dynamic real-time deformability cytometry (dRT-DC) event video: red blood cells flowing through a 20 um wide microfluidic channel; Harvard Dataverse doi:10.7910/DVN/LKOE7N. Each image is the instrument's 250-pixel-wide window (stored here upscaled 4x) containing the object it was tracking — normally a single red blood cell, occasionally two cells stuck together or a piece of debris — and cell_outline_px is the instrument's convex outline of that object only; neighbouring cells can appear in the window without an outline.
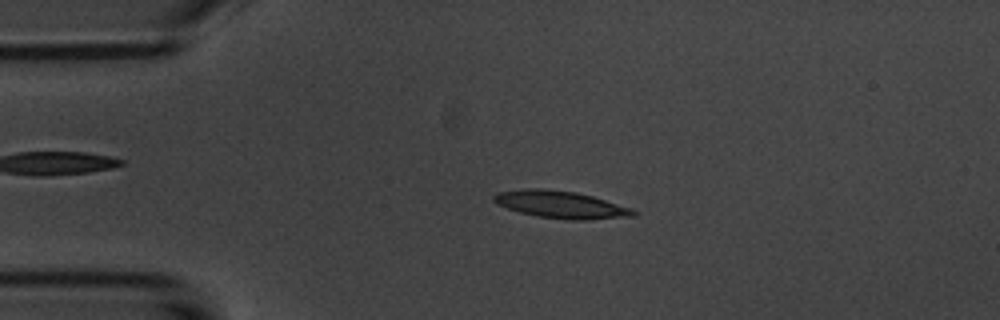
{"species": "common noctule bat (a hibernating species)", "species_latin": "Nyctalus noctula", "temperature_condition": "room temperature", "stored_images_in_passage": 53, "camera_frame_rate_fps": 3000, "um_per_image_px": 0.085, "animal": {"sex": "male", "body_mass_g": 20.1, "forearm_length_mm": 53.5}, "frame": {"image": 1, "passage_image": 11, "time_ms": 3.333, "image_size_px": [1000, 320], "cell_outline_px": [[636, 212], [632, 216], [584, 220], [572, 220], [536, 216], [520, 212], [496, 204], [492, 200], [492, 196], [496, 192], [528, 188], [540, 188], [576, 192], [592, 196], [632, 208]], "centroid_in_image_um": [47.61, 17.38], "position_along_channel_um": 37.4, "area_um2": 22.08}}
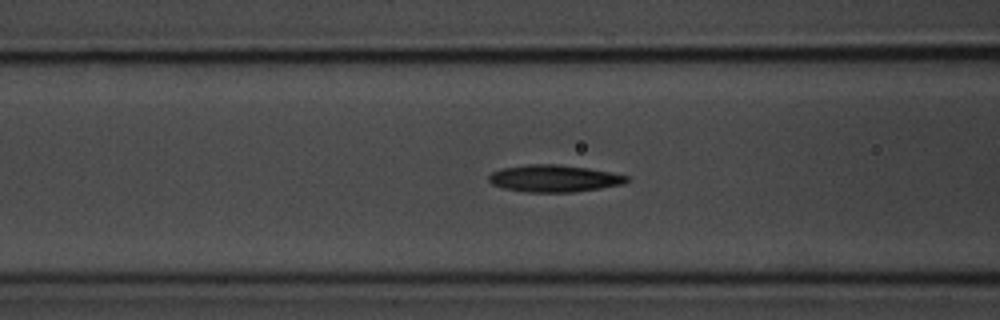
{"frame": {"image": 2, "passage_image": 20, "time_ms": 6.333, "image_size_px": [1000, 320], "cell_outline_px": [[632, 180], [624, 184], [600, 188], [572, 192], [528, 192], [504, 188], [492, 184], [488, 180], [488, 176], [492, 172], [504, 168], [528, 164], [556, 164], [588, 168], [612, 172], [628, 176]], "centroid_in_image_um": [47.14, 15.16], "position_along_channel_um": 119.5, "area_um2": 21.73}}
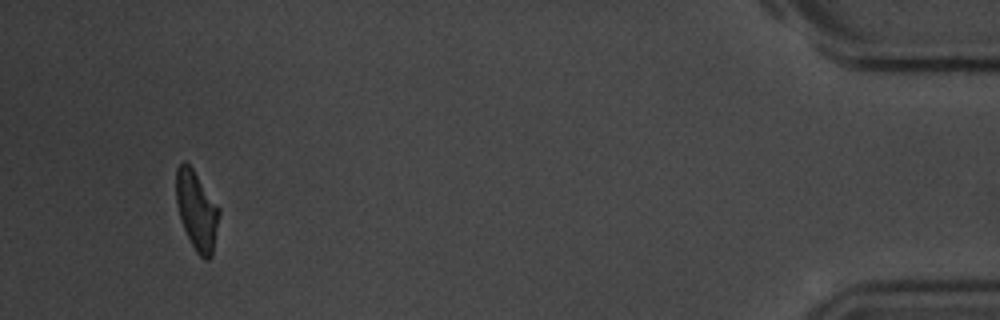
{"frame": {"image": 3, "passage_image": 50, "time_ms": 16.333, "image_size_px": [1000, 320], "cell_outline_px": [[220, 212], [212, 256], [208, 260], [204, 260], [196, 252], [184, 228], [176, 204], [176, 168], [184, 160], [192, 168], [220, 208]], "centroid_in_image_um": [16.72, 17.9], "position_along_channel_um": 418.5, "area_um2": 19.59}, "authors_computed_cell_mechanics": {"area_um2": 20.9814, "velocity_mm_per_s": 3.7323, "shape_relaxation_time_tau1_ms": 2.8763, "shape_relaxation_time_tau2_ms": 3.3432, "deformation_change_tau1": 0.1397, "deformation_change_tau2": 0.1165}}